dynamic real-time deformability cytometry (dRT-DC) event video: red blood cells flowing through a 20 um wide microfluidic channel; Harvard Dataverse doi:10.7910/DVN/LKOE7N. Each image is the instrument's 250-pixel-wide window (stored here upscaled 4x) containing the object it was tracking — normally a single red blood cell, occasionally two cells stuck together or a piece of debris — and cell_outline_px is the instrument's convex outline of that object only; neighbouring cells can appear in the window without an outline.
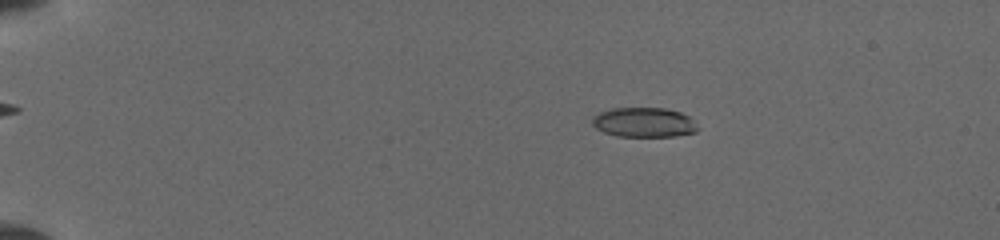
{"species": "common noctule bat (a hibernating species)", "species_latin": "Nyctalus noctula", "temperature_condition": "cold", "stored_images_in_passage": 50, "camera_frame_rate_fps": 3000, "um_per_image_px": 0.085, "animal": {"sex": "female", "body_mass_g": 19.5, "forearm_length_mm": 54.1}, "frame": {"image": 1, "passage_image": 8, "time_ms": 2.667, "image_size_px": [1000, 240], "cell_outline_px": [[700, 128], [696, 132], [676, 136], [616, 136], [604, 132], [596, 128], [592, 124], [592, 116], [600, 112], [612, 108], [664, 108], [680, 112], [688, 116]], "centroid_in_image_um": [54.73, 10.4], "position_along_channel_um": 30.3, "area_um2": 18.26}}
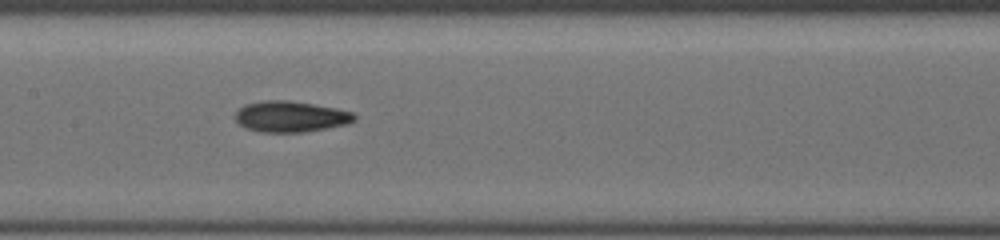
{"frame": {"image": 2, "passage_image": 26, "time_ms": 8.667, "image_size_px": [1000, 240], "cell_outline_px": [[356, 120], [348, 124], [304, 132], [260, 132], [244, 128], [236, 120], [236, 112], [244, 104], [264, 100], [288, 100], [336, 108], [352, 112], [356, 116]], "centroid_in_image_um": [24.7, 9.91], "position_along_channel_um": 182.7, "area_um2": 21.5}}
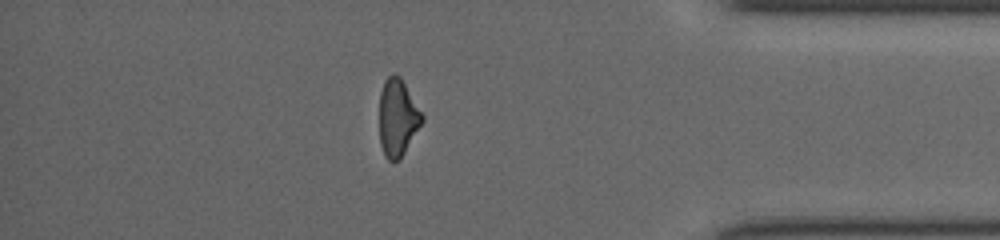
{"frame": {"image": 3, "passage_image": 44, "time_ms": 14.667, "image_size_px": [1000, 240], "cell_outline_px": [[424, 120], [400, 160], [392, 164], [384, 156], [380, 144], [380, 92], [384, 80], [392, 72], [396, 72], [400, 76], [424, 116]], "centroid_in_image_um": [33.79, 10.02], "position_along_channel_um": 401.4, "area_um2": 19.48}}